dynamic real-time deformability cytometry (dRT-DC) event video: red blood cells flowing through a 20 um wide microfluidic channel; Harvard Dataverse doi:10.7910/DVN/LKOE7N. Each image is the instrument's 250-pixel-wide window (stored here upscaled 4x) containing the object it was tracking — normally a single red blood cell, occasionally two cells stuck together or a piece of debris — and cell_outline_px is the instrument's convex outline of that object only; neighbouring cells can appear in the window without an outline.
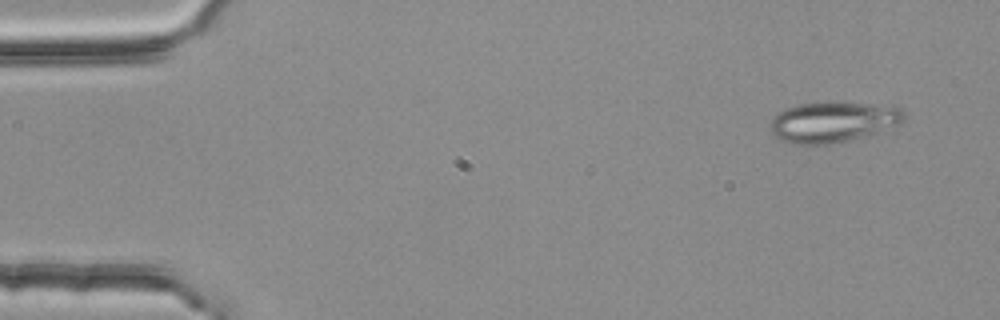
{"species": "common noctule bat (a hibernating species)", "species_latin": "Nyctalus noctula", "temperature_condition": "room temperature", "stored_images_in_passage": 4, "camera_frame_rate_fps": 3000, "um_per_image_px": 0.085, "animal": {"sex": "female", "body_mass_g": 25.1}, "frame": {"image": 1, "passage_image": 1, "time_ms": 0.0, "image_size_px": [1000, 320], "cell_outline_px": [[904, 120], [896, 124], [876, 132], [848, 140], [828, 144], [796, 144], [784, 140], [776, 136], [772, 132], [768, 124], [772, 116], [784, 108], [800, 104], [892, 104], [900, 108], [904, 112]], "centroid_in_image_um": [70.77, 10.37], "position_along_channel_um": 14.2, "area_um2": 30.87}}